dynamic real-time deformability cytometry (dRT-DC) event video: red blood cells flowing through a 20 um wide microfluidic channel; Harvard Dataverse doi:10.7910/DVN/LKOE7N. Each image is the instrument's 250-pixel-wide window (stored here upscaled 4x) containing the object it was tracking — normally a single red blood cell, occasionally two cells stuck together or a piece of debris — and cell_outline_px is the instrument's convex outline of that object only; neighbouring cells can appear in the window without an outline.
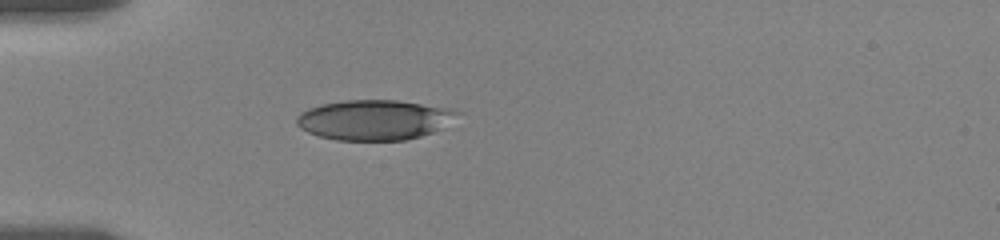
{"species": "human", "species_latin": "Homo sapiens", "temperature_condition": "room temperature", "stored_images_in_passage": 49, "camera_frame_rate_fps": 3000, "um_per_image_px": 0.085, "donor": {"sex": "female"}, "frame": {"image": 1, "passage_image": 9, "time_ms": 2.667, "image_size_px": [1000, 240], "cell_outline_px": [[464, 112], [432, 132], [420, 136], [404, 140], [336, 140], [320, 136], [308, 132], [300, 128], [296, 124], [296, 116], [300, 112], [308, 108], [320, 104], [348, 100], [396, 100], [448, 108]], "centroid_in_image_um": [31.76, 10.18], "position_along_channel_um": 53.2, "area_um2": 37.34}}
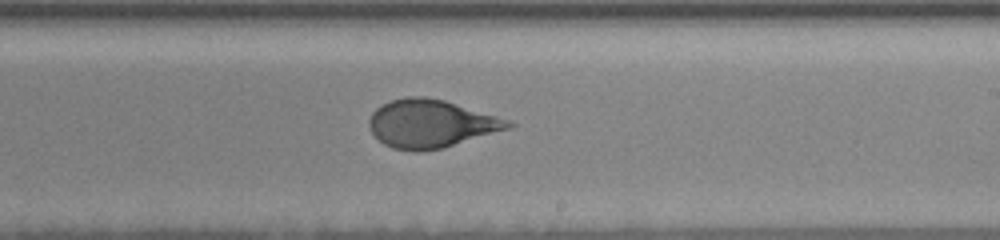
{"frame": {"image": 2, "passage_image": 27, "time_ms": 8.667, "image_size_px": [1000, 240], "cell_outline_px": [[516, 124], [508, 128], [444, 148], [420, 152], [416, 152], [392, 148], [384, 144], [368, 128], [368, 120], [372, 112], [376, 108], [392, 100], [408, 96], [424, 96], [444, 100], [496, 116], [508, 120]], "centroid_in_image_um": [36.58, 10.52], "position_along_channel_um": 252.4, "area_um2": 38.67}}
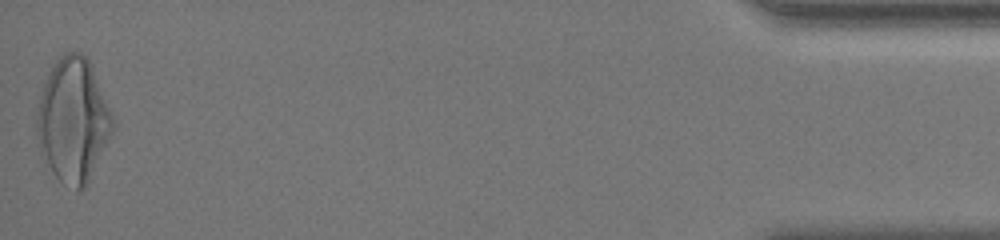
{"frame": {"image": 3, "passage_image": 49, "time_ms": 16.0, "image_size_px": [1000, 240], "cell_outline_px": [[116, 124], [84, 188], [80, 192], [76, 192], [64, 184], [52, 172], [40, 152], [36, 136], [36, 116], [40, 96], [48, 72], [52, 64], [64, 52], [84, 52], [88, 56], [116, 120]], "centroid_in_image_um": [6.21, 10.18], "position_along_channel_um": 429.0, "area_um2": 55.26}, "authors_computed_cell_mechanics": {"area_um2": 40.1132, "velocity_mm_per_s": 3.521, "shape_relaxation_time_tau1_ms": 3.9704, "shape_relaxation_time_tau2_ms": null, "deformation_change_tau1": 0.1429, "deformation_change_tau2": null}}